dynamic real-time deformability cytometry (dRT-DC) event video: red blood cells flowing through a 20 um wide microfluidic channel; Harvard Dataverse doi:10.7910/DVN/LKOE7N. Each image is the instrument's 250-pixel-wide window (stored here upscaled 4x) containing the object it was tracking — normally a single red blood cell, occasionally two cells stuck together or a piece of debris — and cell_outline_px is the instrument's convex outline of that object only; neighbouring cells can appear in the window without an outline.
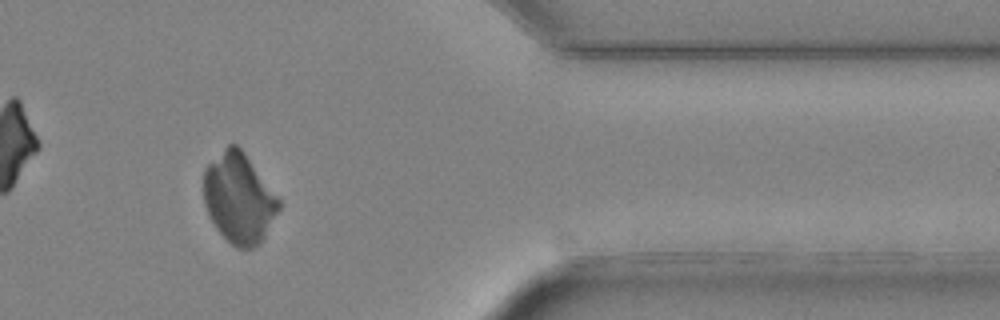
{"species": "Egyptian fruit bat (a non-hibernating species)", "species_latin": "Rousettus aegyptiacus", "temperature_condition": "cold", "stored_images_in_passage": 47, "camera_frame_rate_fps": 3000, "um_per_image_px": 0.085, "animal": {"sex": "female"}, "frame": {"image": 1, "passage_image": 39, "time_ms": 12.667, "image_size_px": [1000, 320], "cell_outline_px": [[280, 208], [260, 244], [252, 248], [236, 248], [216, 228], [204, 204], [204, 168], [228, 144], [236, 144], [244, 152], [280, 200]], "centroid_in_image_um": [20.3, 16.85], "position_along_channel_um": 391.1, "area_um2": 38.96}}
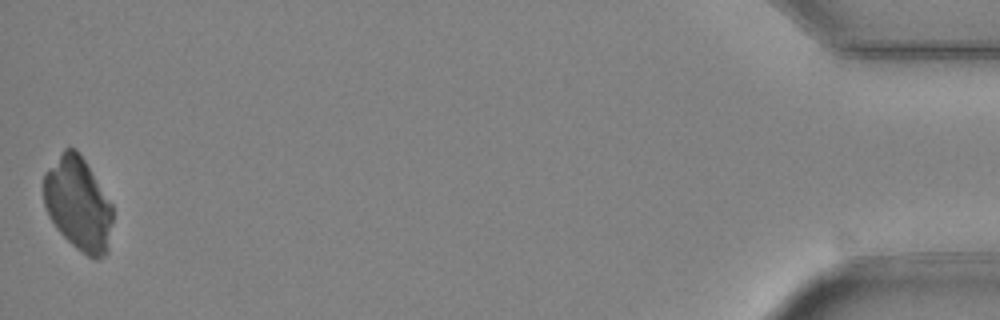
{"frame": {"image": 2, "passage_image": 47, "time_ms": 15.333, "image_size_px": [1000, 320], "cell_outline_px": [[112, 220], [108, 252], [104, 256], [96, 260], [80, 252], [56, 228], [48, 216], [44, 204], [44, 172], [64, 148], [76, 148], [84, 160], [112, 204]], "centroid_in_image_um": [6.63, 17.35], "position_along_channel_um": 428.6, "area_um2": 37.51}}